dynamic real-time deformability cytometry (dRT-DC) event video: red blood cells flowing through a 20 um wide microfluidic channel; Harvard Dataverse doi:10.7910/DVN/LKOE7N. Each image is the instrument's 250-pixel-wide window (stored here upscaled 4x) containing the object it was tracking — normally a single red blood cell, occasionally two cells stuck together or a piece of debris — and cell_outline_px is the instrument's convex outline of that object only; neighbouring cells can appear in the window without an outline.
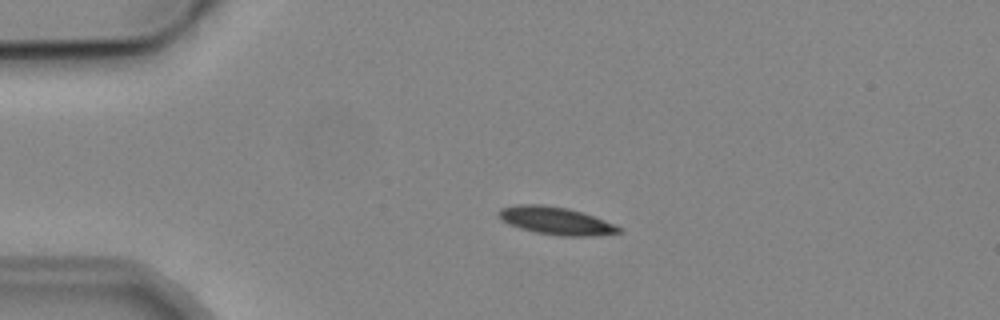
{"species": "common noctule bat (a hibernating species)", "species_latin": "Nyctalus noctula", "temperature_condition": "cold", "stored_images_in_passage": 3, "camera_frame_rate_fps": 3000, "um_per_image_px": 0.085, "animal": {"sex": "male", "body_mass_g": 19.2, "forearm_length_mm": 51.8}, "frame": {"image": 1, "passage_image": 2, "time_ms": 2.0, "image_size_px": [1000, 320], "cell_outline_px": [[624, 232], [588, 236], [560, 236], [536, 232], [520, 228], [508, 224], [500, 220], [496, 212], [500, 208], [516, 204], [536, 204], [564, 208], [580, 212], [592, 216], [612, 224], [620, 228]], "centroid_in_image_um": [47.15, 18.77], "position_along_channel_um": 37.8, "area_um2": 19.07}}